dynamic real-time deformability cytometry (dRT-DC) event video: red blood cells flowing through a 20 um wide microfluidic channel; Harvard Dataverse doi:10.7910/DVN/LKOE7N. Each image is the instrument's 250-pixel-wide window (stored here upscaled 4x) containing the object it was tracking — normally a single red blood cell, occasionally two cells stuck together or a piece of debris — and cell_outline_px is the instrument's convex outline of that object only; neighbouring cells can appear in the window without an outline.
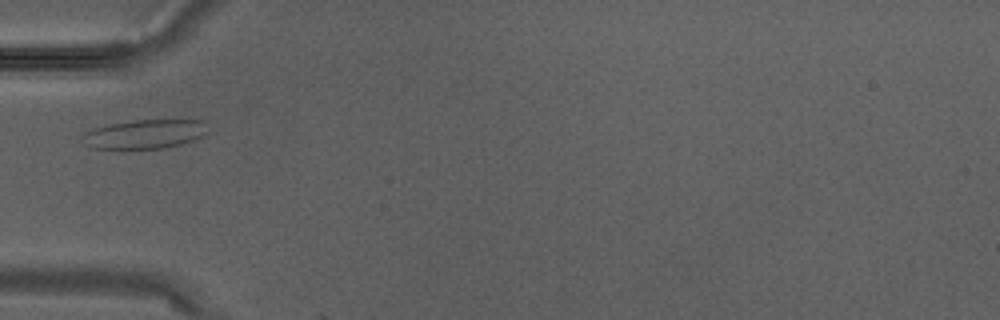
{"species": "Egyptian fruit bat (a non-hibernating species)", "species_latin": "Rousettus aegyptiacus", "temperature_condition": "warm", "stored_images_in_passage": 2, "camera_frame_rate_fps": 3000, "um_per_image_px": 0.085, "animal": {"sex": "male"}, "frame": {"image": 1, "passage_image": 2, "time_ms": 0.333, "image_size_px": [1000, 320], "cell_outline_px": [[208, 132], [192, 140], [180, 144], [164, 148], [92, 148], [84, 144], [84, 132], [96, 128], [112, 124], [136, 120], [208, 120]], "centroid_in_image_um": [12.37, 11.39], "position_along_channel_um": 72.6, "area_um2": 20.92}}